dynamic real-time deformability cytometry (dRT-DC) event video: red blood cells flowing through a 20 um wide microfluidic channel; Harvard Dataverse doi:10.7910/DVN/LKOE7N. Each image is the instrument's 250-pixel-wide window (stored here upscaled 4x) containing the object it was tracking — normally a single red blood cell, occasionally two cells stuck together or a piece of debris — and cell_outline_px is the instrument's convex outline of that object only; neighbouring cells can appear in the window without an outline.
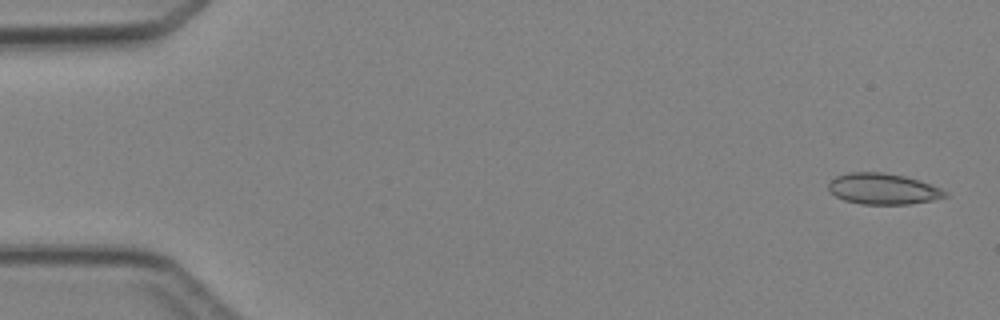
{"species": "Egyptian fruit bat (a non-hibernating species)", "species_latin": "Rousettus aegyptiacus", "temperature_condition": "cold", "stored_images_in_passage": 4, "camera_frame_rate_fps": 3000, "um_per_image_px": 0.085, "animal": {"sex": "female"}, "frame": {"image": 1, "passage_image": 1, "time_ms": 0.0, "image_size_px": [1000, 320], "cell_outline_px": [[948, 196], [932, 200], [908, 204], [860, 204], [844, 200], [836, 196], [828, 188], [828, 184], [836, 176], [848, 172], [880, 172], [904, 176], [940, 188], [948, 192]], "centroid_in_image_um": [75.04, 16.06], "position_along_channel_um": 10.0, "area_um2": 20.81}}
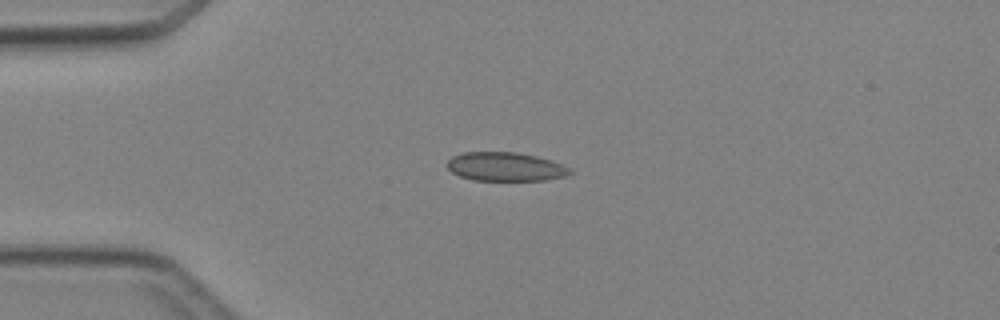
{"frame": {"image": 2, "passage_image": 4, "time_ms": 3.333, "image_size_px": [1000, 320], "cell_outline_px": [[572, 172], [564, 176], [548, 180], [472, 180], [460, 176], [452, 172], [444, 164], [452, 156], [464, 152], [516, 152], [536, 156], [552, 160], [568, 168]], "centroid_in_image_um": [42.91, 14.16], "position_along_channel_um": 42.1, "area_um2": 20.58}}